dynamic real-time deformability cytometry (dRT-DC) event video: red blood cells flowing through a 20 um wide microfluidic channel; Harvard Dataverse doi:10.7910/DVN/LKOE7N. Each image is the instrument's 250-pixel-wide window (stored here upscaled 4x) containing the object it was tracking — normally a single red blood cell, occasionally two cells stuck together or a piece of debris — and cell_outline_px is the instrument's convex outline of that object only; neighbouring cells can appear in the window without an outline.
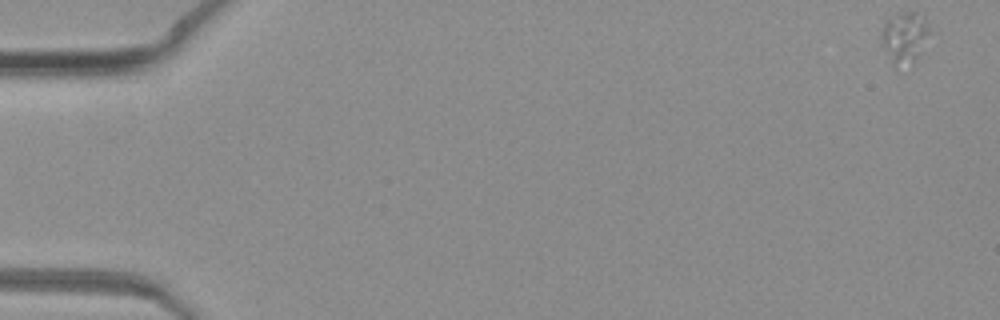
{"species": "common noctule bat (a hibernating species)", "species_latin": "Nyctalus noctula", "temperature_condition": "warm", "stored_images_in_passage": 50, "camera_frame_rate_fps": 3000, "um_per_image_px": 0.085, "animal": {"sex": "female", "body_mass_g": 19.3, "forearm_length_mm": 54.1}, "frame": {"image": 1, "passage_image": 1, "time_ms": 0.0, "image_size_px": [1000, 320], "cell_outline_px": [[936, 32], [916, 60], [912, 64], [896, 72], [884, 48], [880, 36], [880, 32], [888, 16], [900, 12], [924, 12]], "centroid_in_image_um": [77.01, 3.18], "position_along_channel_um": 8.0, "area_um2": 16.13}}
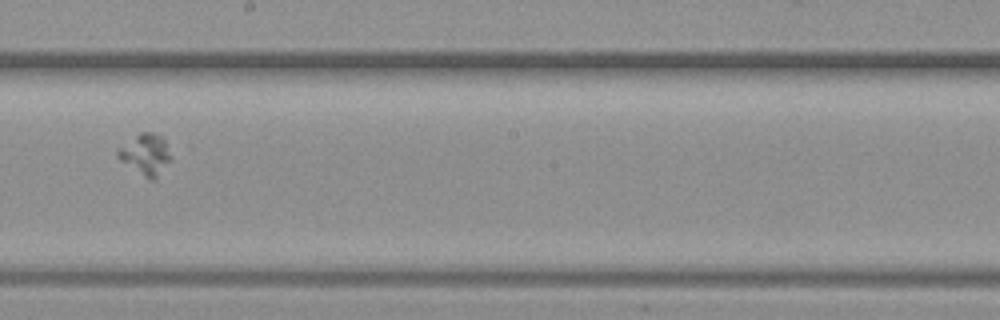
{"frame": {"image": 2, "passage_image": 29, "time_ms": 9.333, "image_size_px": [1000, 320], "cell_outline_px": [[172, 160], [156, 180], [152, 180], [144, 176], [120, 160], [116, 156], [116, 148], [140, 132], [152, 132], [164, 136], [172, 156]], "centroid_in_image_um": [12.4, 13.1], "position_along_channel_um": 235.8, "area_um2": 13.06}}
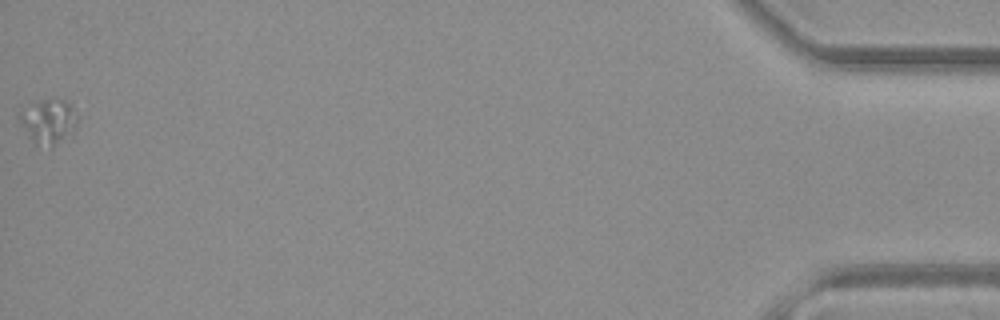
{"frame": {"image": 3, "passage_image": 50, "time_ms": 16.333, "image_size_px": [1000, 320], "cell_outline_px": [[76, 120], [72, 128], [52, 148], [36, 144], [28, 136], [16, 120], [16, 116], [20, 104], [40, 100], [68, 100], [72, 104], [76, 116]], "centroid_in_image_um": [3.95, 10.25], "position_along_channel_um": 431.2, "area_um2": 15.32}}